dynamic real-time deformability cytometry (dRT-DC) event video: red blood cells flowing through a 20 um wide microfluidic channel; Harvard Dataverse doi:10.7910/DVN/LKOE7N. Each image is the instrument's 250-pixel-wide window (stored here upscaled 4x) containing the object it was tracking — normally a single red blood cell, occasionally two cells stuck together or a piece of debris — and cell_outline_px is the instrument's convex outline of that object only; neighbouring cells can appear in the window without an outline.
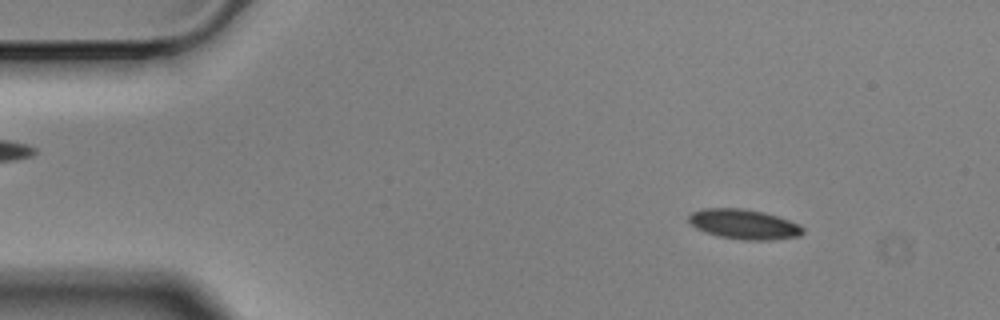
{"species": "Egyptian fruit bat (a non-hibernating species)", "species_latin": "Rousettus aegyptiacus", "temperature_condition": "cold", "stored_images_in_passage": 56, "camera_frame_rate_fps": 3000, "um_per_image_px": 0.085, "animal": {"sex": "male"}, "frame": {"image": 1, "passage_image": 7, "time_ms": 2.0, "image_size_px": [1000, 320], "cell_outline_px": [[804, 232], [800, 236], [772, 240], [744, 240], [720, 236], [696, 228], [688, 220], [688, 216], [692, 212], [700, 208], [744, 208], [764, 212], [800, 224], [804, 228]], "centroid_in_image_um": [63.26, 19.05], "position_along_channel_um": 21.7, "area_um2": 19.88}}
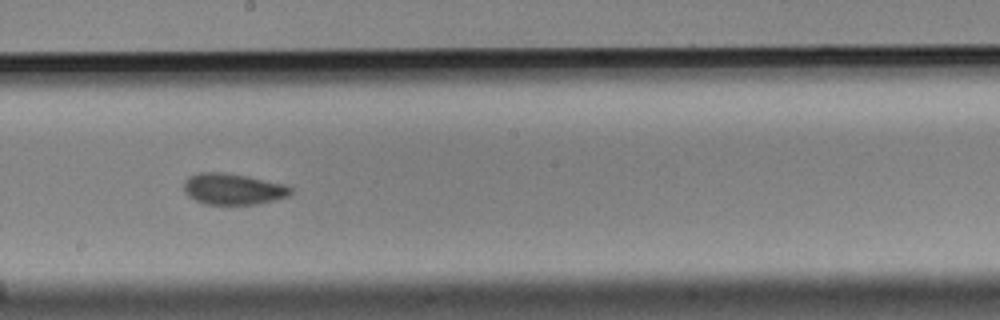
{"frame": {"image": 2, "passage_image": 31, "time_ms": 10.0, "image_size_px": [1000, 320], "cell_outline_px": [[292, 192], [288, 196], [276, 200], [256, 204], [204, 204], [188, 196], [184, 192], [184, 180], [188, 176], [200, 172], [224, 172], [248, 176], [284, 184], [292, 188]], "centroid_in_image_um": [19.79, 16.06], "position_along_channel_um": 228.4, "area_um2": 19.54}}
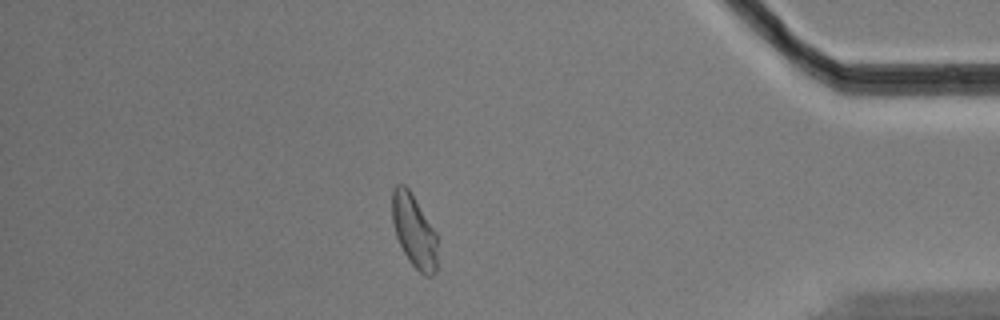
{"frame": {"image": 3, "passage_image": 49, "time_ms": 16.0, "image_size_px": [1000, 320], "cell_outline_px": [[436, 272], [432, 276], [424, 276], [408, 260], [396, 236], [392, 220], [392, 188], [396, 184], [404, 184], [408, 188], [436, 232]], "centroid_in_image_um": [35.18, 19.62], "position_along_channel_um": 400.0, "area_um2": 19.07}, "authors_computed_cell_mechanics": {"area_um2": 19.652, "velocity_mm_per_s": 3.5059, "shape_relaxation_time_tau1_ms": 5.3935, "shape_relaxation_time_tau2_ms": 1.8032, "deformation_change_tau1": 0.1088, "deformation_change_tau2": 0.0471}}